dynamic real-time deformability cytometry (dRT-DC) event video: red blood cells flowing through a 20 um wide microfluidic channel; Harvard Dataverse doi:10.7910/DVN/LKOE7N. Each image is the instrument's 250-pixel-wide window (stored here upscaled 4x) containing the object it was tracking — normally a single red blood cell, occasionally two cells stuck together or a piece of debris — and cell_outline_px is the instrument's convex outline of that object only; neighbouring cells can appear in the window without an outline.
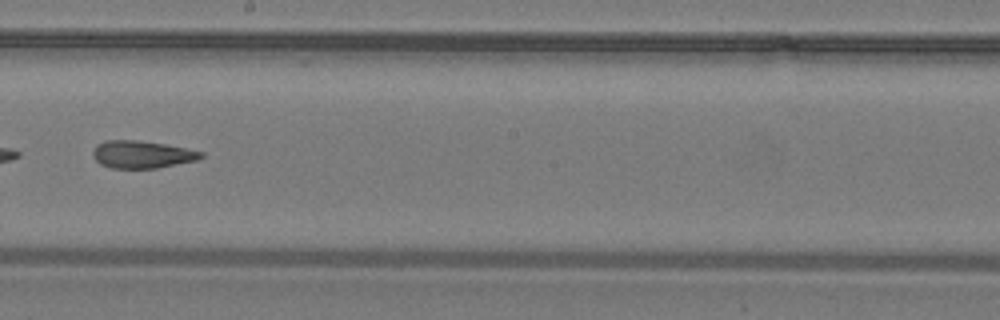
{"species": "common noctule bat (a hibernating species)", "species_latin": "Nyctalus noctula", "temperature_condition": "warm", "stored_images_in_passage": 39, "camera_frame_rate_fps": 3000, "um_per_image_px": 0.085, "animal": {"sex": "male", "body_mass_g": 19.2, "forearm_length_mm": 51.8}, "frame": {"image": 1, "passage_image": 23, "time_ms": 7.333, "image_size_px": [1000, 320], "cell_outline_px": [[204, 156], [200, 160], [156, 168], [112, 168], [100, 164], [92, 156], [92, 152], [96, 144], [104, 140], [136, 140], [164, 144], [204, 152]], "centroid_in_image_um": [12.06, 13.13], "position_along_channel_um": 236.1, "area_um2": 17.4}}